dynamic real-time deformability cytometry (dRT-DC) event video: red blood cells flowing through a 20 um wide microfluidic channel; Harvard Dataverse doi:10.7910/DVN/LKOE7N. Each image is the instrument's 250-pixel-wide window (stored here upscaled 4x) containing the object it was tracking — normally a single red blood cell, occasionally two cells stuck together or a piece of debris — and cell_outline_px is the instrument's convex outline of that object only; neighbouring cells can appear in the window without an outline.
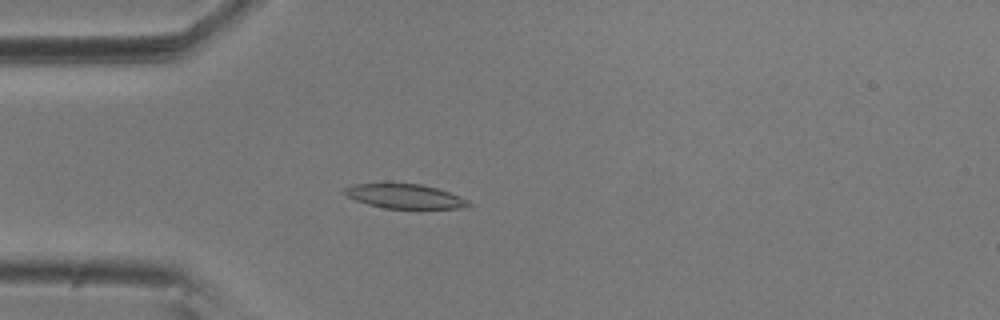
{"species": "common noctule bat (a hibernating species)", "species_latin": "Nyctalus noctula", "temperature_condition": "room temperature", "stored_images_in_passage": 41, "camera_frame_rate_fps": 3000, "um_per_image_px": 0.085, "animal": {"sex": "male", "body_mass_g": 20.5, "forearm_length_mm": 52.5}, "frame": {"image": 1, "passage_image": 1, "time_ms": 0.0, "image_size_px": [1000, 320], "cell_outline_px": [[472, 204], [464, 208], [420, 212], [384, 208], [368, 204], [356, 200], [348, 196], [344, 192], [344, 188], [352, 184], [420, 184], [436, 188], [448, 192], [468, 200]], "centroid_in_image_um": [34.51, 16.76], "position_along_channel_um": 50.5, "area_um2": 18.38}}
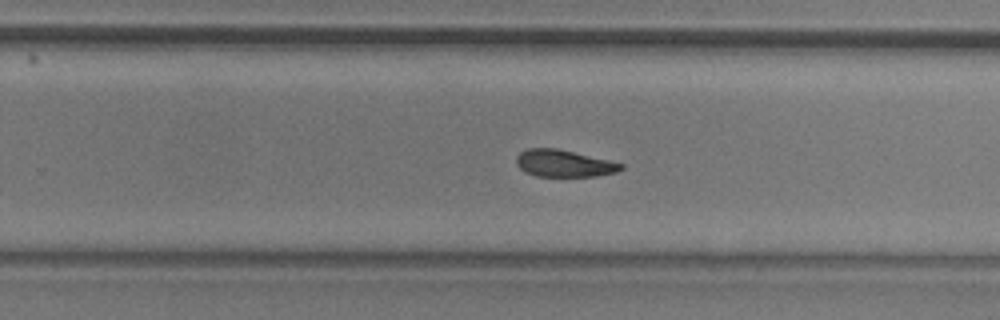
{"frame": {"image": 2, "passage_image": 21, "time_ms": 6.667, "image_size_px": [1000, 320], "cell_outline_px": [[624, 168], [616, 172], [596, 176], [536, 176], [524, 172], [516, 164], [516, 156], [520, 152], [528, 148], [556, 148], [608, 160], [624, 164]], "centroid_in_image_um": [47.9, 13.89], "position_along_channel_um": 281.9, "area_um2": 16.42}}
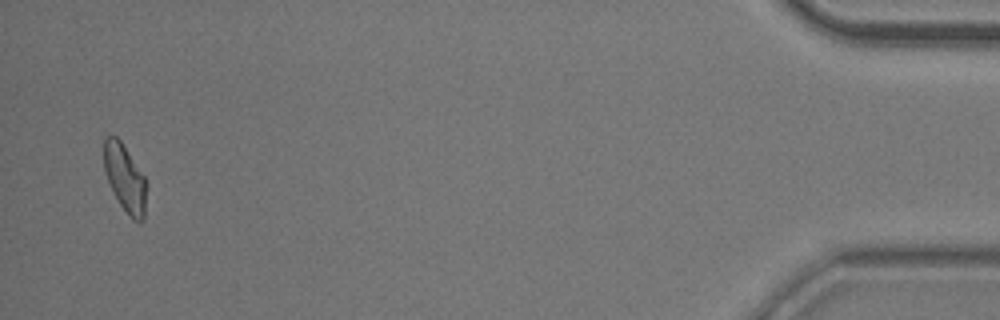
{"frame": {"image": 3, "passage_image": 40, "time_ms": 13.0, "image_size_px": [1000, 320], "cell_outline_px": [[144, 220], [140, 224], [132, 220], [128, 216], [120, 204], [104, 172], [104, 136], [116, 136], [120, 140], [144, 176]], "centroid_in_image_um": [10.59, 15.15], "position_along_channel_um": 424.6, "area_um2": 16.24}, "authors_computed_cell_mechanics": {"area_um2": 17.2822, "velocity_mm_per_s": 3.6138, "shape_relaxation_time_tau1_ms": 9.3729, "shape_relaxation_time_tau2_ms": 4.3627, "deformation_change_tau1": 0.183, "deformation_change_tau2": 0.1009}}